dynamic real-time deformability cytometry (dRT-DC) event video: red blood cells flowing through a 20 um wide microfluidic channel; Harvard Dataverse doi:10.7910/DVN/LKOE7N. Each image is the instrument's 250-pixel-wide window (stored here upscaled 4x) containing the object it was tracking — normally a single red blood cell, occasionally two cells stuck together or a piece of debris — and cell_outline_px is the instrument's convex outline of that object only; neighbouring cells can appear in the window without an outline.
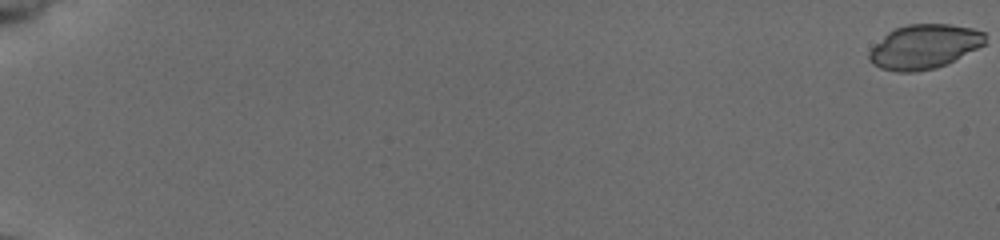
{"species": "common noctule bat (a hibernating species)", "species_latin": "Nyctalus noctula", "temperature_condition": "cold", "stored_images_in_passage": 46, "camera_frame_rate_fps": 3000, "um_per_image_px": 0.085, "animal": {"sex": "female", "body_mass_g": 19.5, "forearm_length_mm": 54.1}, "frame": {"image": 1, "passage_image": 1, "time_ms": 0.0, "image_size_px": [1000, 240], "cell_outline_px": [[984, 44], [936, 68], [916, 72], [896, 72], [880, 68], [872, 64], [868, 60], [868, 52], [888, 32], [896, 28], [908, 24], [948, 24], [972, 28], [984, 32]], "centroid_in_image_um": [78.5, 3.97], "position_along_channel_um": 6.5, "area_um2": 29.54}}
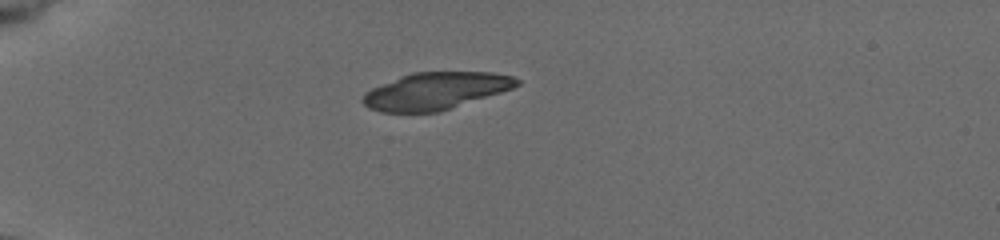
{"frame": {"image": 2, "passage_image": 26, "time_ms": 6.0, "image_size_px": [1000, 240], "cell_outline_px": [[520, 84], [512, 88], [440, 112], [380, 112], [368, 108], [360, 100], [364, 92], [372, 88], [400, 76], [412, 72], [492, 72], [512, 76], [520, 80]], "centroid_in_image_um": [36.99, 7.73], "position_along_channel_um": 48.0, "area_um2": 33.29}}